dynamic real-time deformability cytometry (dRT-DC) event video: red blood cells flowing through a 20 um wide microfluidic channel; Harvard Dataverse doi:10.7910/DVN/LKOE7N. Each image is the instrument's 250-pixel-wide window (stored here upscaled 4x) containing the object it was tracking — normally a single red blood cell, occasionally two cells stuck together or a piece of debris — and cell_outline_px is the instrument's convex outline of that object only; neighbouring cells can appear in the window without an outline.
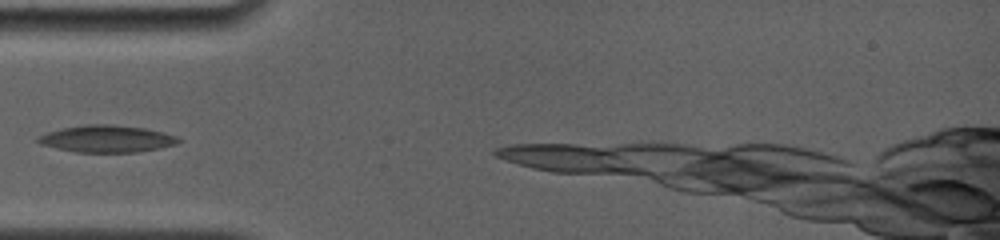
{"species": "common noctule bat (a hibernating species)", "species_latin": "Nyctalus noctula", "temperature_condition": "room temperature", "stored_images_in_passage": 6, "segment_of_instrument_passage": [1, 2], "camera_frame_rate_fps": 4000, "um_per_image_px": 0.085, "animal": {"sex": "female", "body_mass_g": 19.0, "forearm_length_mm": 56.7}, "frame": {"image": 1, "passage_image": 2, "time_ms": 1.0, "image_size_px": [1000, 240], "cell_outline_px": [[180, 140], [176, 144], [160, 148], [136, 152], [76, 152], [40, 144], [36, 140], [36, 136], [60, 128], [84, 124], [112, 124], [144, 128], [164, 132], [176, 136]], "centroid_in_image_um": [9.05, 11.79], "position_along_channel_um": 76.0, "area_um2": 22.14}}
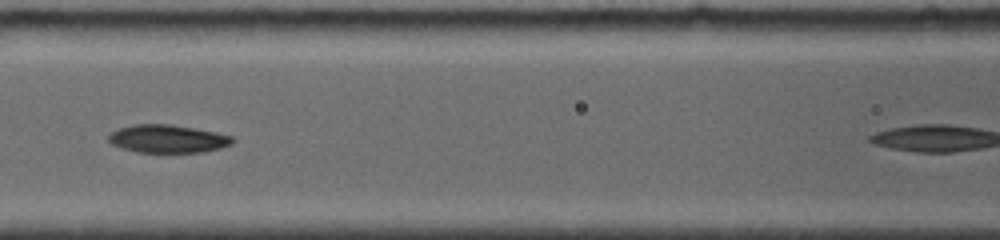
{"frame": {"image": 2, "passage_image": 4, "time_ms": 3.0, "image_size_px": [1000, 240], "cell_outline_px": [[236, 140], [232, 144], [220, 148], [200, 152], [136, 152], [112, 144], [108, 140], [108, 136], [112, 132], [120, 128], [132, 124], [172, 124], [196, 128], [216, 132], [232, 136]], "centroid_in_image_um": [14.28, 11.79], "position_along_channel_um": 152.3, "area_um2": 20.23}}
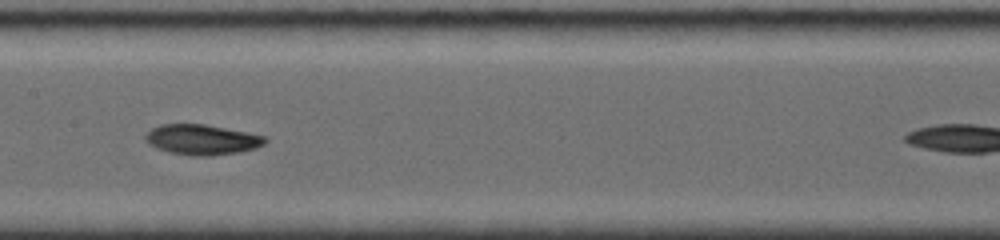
{"frame": {"image": 3, "passage_image": 5, "time_ms": 4.0, "image_size_px": [1000, 240], "cell_outline_px": [[268, 140], [264, 144], [256, 148], [240, 152], [204, 156], [192, 156], [172, 152], [156, 148], [148, 144], [144, 140], [144, 136], [152, 128], [160, 124], [204, 124], [248, 132], [268, 136]], "centroid_in_image_um": [17.18, 11.86], "position_along_channel_um": 190.2, "area_um2": 21.21}}